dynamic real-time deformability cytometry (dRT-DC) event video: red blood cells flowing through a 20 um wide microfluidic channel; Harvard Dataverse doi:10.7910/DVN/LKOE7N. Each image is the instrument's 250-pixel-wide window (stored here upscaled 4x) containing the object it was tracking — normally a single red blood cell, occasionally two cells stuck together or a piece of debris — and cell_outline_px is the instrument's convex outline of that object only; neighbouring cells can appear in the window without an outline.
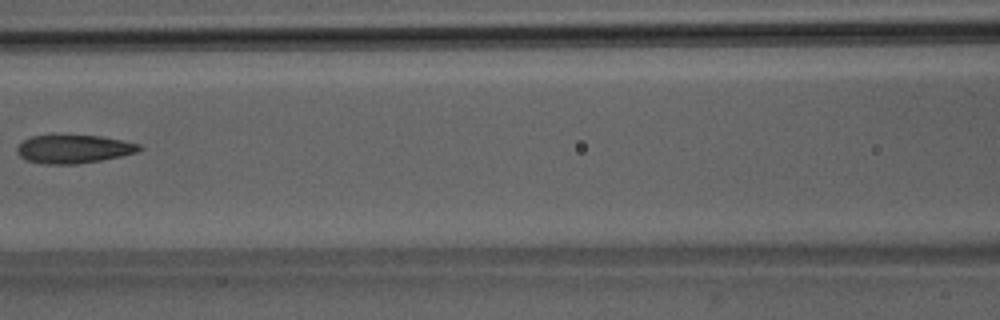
{"species": "Egyptian fruit bat (a non-hibernating species)", "species_latin": "Rousettus aegyptiacus", "temperature_condition": "room temperature", "stored_images_in_passage": 6, "camera_frame_rate_fps": 3000, "um_per_image_px": 0.085, "animal": {"sex": "male"}, "frame": {"image": 1, "passage_image": 5, "time_ms": 5.667, "image_size_px": [1000, 320], "cell_outline_px": [[144, 148], [136, 152], [120, 156], [100, 160], [76, 164], [44, 164], [24, 160], [16, 152], [16, 148], [24, 140], [32, 136], [52, 132], [100, 136], [140, 144]], "centroid_in_image_um": [6.19, 12.62], "position_along_channel_um": 160.4, "area_um2": 20.92}}